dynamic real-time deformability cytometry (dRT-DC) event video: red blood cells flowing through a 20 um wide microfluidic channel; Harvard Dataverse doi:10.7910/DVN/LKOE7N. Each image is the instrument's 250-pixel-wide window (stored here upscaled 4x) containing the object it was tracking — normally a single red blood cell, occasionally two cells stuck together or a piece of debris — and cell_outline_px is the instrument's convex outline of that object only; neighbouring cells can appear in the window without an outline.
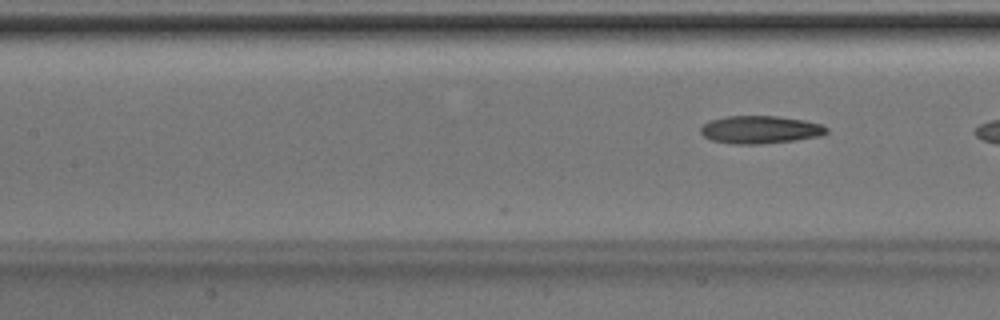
{"species": "Egyptian fruit bat (a non-hibernating species)", "species_latin": "Rousettus aegyptiacus", "temperature_condition": "room temperature", "stored_images_in_passage": 16, "camera_frame_rate_fps": 3000, "um_per_image_px": 0.085, "animal": {"sex": "male"}, "frame": {"image": 1, "passage_image": 16, "time_ms": 5.0, "image_size_px": [1000, 320], "cell_outline_px": [[828, 132], [820, 136], [796, 140], [760, 144], [736, 144], [712, 140], [704, 136], [700, 132], [700, 128], [708, 120], [728, 116], [780, 116], [804, 120], [820, 124], [828, 128]], "centroid_in_image_um": [64.62, 11.01], "position_along_channel_um": 142.8, "area_um2": 20.4}}